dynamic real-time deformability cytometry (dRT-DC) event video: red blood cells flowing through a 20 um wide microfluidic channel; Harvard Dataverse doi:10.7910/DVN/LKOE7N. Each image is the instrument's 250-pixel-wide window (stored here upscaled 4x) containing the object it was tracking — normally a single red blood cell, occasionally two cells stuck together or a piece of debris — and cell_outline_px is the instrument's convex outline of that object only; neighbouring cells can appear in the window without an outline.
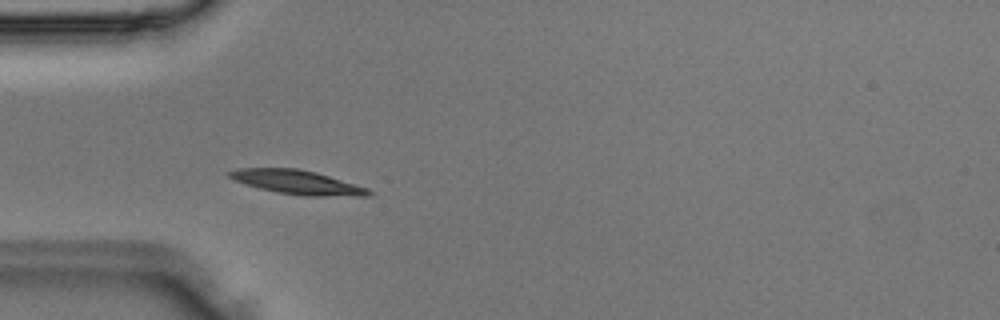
{"species": "Egyptian fruit bat (a non-hibernating species)", "species_latin": "Rousettus aegyptiacus", "temperature_condition": "room temperature", "stored_images_in_passage": 2, "camera_frame_rate_fps": 3000, "um_per_image_px": 0.085, "animal": {"sex": "male"}, "frame": {"image": 1, "passage_image": 2, "time_ms": 0.333, "image_size_px": [1000, 320], "cell_outline_px": [[372, 192], [368, 196], [304, 196], [280, 192], [260, 188], [236, 180], [228, 176], [228, 172], [240, 168], [296, 168], [316, 172], [368, 188]], "centroid_in_image_um": [25.31, 15.49], "position_along_channel_um": 59.7, "area_um2": 19.13}}